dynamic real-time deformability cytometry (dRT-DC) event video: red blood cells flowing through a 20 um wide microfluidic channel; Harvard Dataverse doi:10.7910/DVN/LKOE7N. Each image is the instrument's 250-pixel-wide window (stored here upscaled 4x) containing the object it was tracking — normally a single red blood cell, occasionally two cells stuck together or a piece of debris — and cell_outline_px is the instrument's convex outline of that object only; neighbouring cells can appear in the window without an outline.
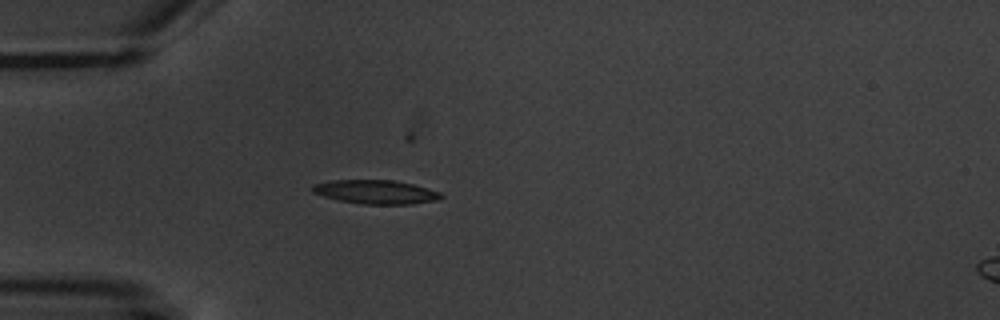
{"species": "common noctule bat (a hibernating species)", "species_latin": "Nyctalus noctula", "temperature_condition": "warm", "stored_images_in_passage": 7, "camera_frame_rate_fps": 3000, "um_per_image_px": 0.085, "animal": {"sex": "male", "body_mass_g": 20.1, "forearm_length_mm": 53.5}, "frame": {"image": 1, "passage_image": 5, "time_ms": 4.667, "image_size_px": [1000, 320], "cell_outline_px": [[444, 196], [440, 200], [412, 204], [364, 204], [340, 200], [324, 196], [312, 192], [312, 184], [332, 180], [392, 180], [412, 184], [428, 188], [440, 192]], "centroid_in_image_um": [31.98, 16.31], "position_along_channel_um": 53.0, "area_um2": 17.86}}